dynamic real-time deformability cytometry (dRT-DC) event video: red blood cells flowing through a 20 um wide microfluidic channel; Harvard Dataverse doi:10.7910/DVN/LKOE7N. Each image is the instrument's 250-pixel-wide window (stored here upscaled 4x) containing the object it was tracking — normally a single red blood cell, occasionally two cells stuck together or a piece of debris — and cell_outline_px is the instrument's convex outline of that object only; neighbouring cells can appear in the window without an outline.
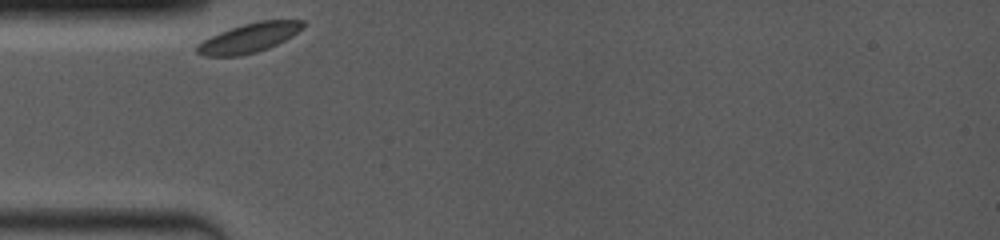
{"species": "common noctule bat (a hibernating species)", "species_latin": "Nyctalus noctula", "temperature_condition": "room temperature", "stored_images_in_passage": 3, "camera_frame_rate_fps": 4000, "um_per_image_px": 0.085, "animal": {"sex": "female", "body_mass_g": 19.0, "forearm_length_mm": 53.3}, "frame": {"image": 1, "passage_image": 1, "time_ms": 0.0, "image_size_px": [1000, 240], "cell_outline_px": [[308, 24], [304, 28], [292, 36], [268, 48], [256, 52], [240, 56], [204, 56], [196, 52], [196, 44], [220, 32], [244, 24], [260, 20], [304, 20]], "centroid_in_image_um": [21.21, 3.21], "position_along_channel_um": 63.8, "area_um2": 18.09}}